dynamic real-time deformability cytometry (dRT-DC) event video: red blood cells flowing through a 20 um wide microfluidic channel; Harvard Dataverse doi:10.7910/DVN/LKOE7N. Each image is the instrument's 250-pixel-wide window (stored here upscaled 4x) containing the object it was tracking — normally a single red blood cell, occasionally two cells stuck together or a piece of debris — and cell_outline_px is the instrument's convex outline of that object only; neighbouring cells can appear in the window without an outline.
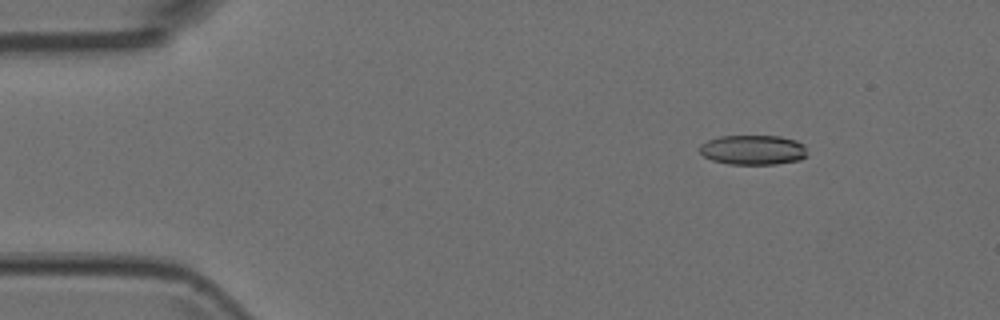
{"species": "Egyptian fruit bat (a non-hibernating species)", "species_latin": "Rousettus aegyptiacus", "temperature_condition": "room temperature", "stored_images_in_passage": 4, "camera_frame_rate_fps": 3000, "um_per_image_px": 0.085, "animal": {"sex": "female"}, "frame": {"image": 1, "passage_image": 2, "time_ms": 0.333, "image_size_px": [1000, 320], "cell_outline_px": [[808, 156], [800, 160], [776, 164], [728, 164], [712, 160], [704, 156], [700, 152], [700, 144], [708, 140], [720, 136], [780, 136], [796, 140], [804, 144]], "centroid_in_image_um": [64.04, 12.74], "position_along_channel_um": 21.0, "area_um2": 18.79}}